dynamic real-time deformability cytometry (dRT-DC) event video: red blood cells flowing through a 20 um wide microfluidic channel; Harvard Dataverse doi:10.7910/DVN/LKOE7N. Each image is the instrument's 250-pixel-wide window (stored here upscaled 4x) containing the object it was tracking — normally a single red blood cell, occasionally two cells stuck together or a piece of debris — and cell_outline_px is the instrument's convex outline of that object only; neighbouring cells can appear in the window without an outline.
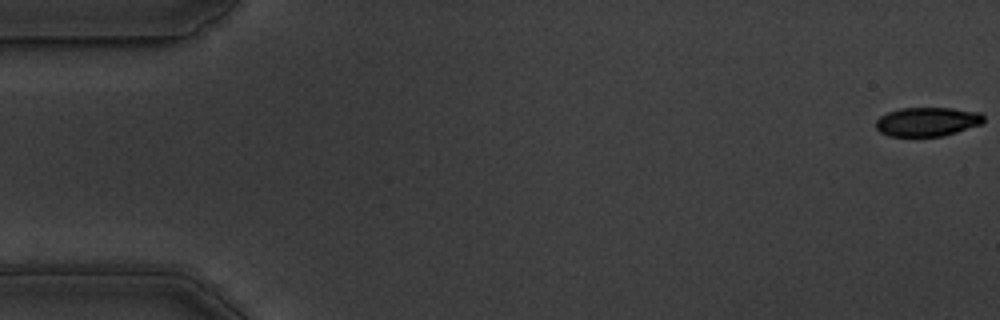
{"species": "common noctule bat (a hibernating species)", "species_latin": "Nyctalus noctula", "temperature_condition": "warm", "stored_images_in_passage": 8, "camera_frame_rate_fps": 3000, "um_per_image_px": 0.085, "animal": {"sex": "male", "body_mass_g": 19.5, "forearm_length_mm": 54.6}, "frame": {"image": 1, "passage_image": 1, "time_ms": 0.0, "image_size_px": [1000, 320], "cell_outline_px": [[984, 120], [980, 124], [944, 136], [888, 136], [880, 132], [876, 128], [876, 120], [880, 116], [888, 112], [900, 108], [952, 108], [980, 112], [984, 116]], "centroid_in_image_um": [78.8, 10.34], "position_along_channel_um": 6.2, "area_um2": 18.21}}